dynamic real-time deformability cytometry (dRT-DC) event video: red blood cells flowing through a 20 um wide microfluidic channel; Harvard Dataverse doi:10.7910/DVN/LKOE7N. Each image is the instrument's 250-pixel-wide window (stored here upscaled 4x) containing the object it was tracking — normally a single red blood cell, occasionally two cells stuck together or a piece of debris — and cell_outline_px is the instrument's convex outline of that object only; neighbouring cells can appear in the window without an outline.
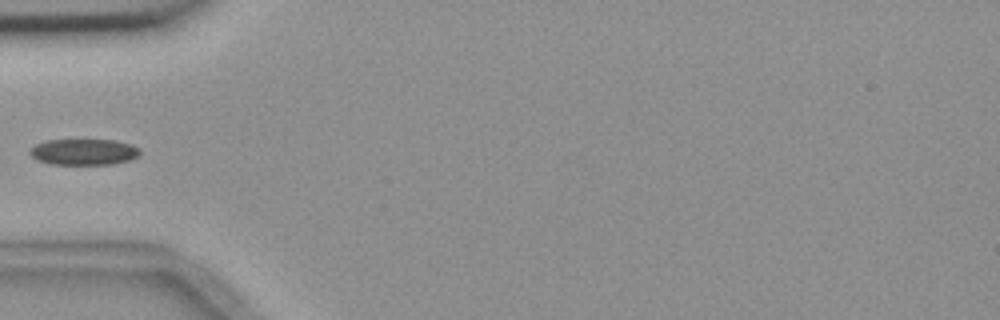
{"species": "common noctule bat (a hibernating species)", "species_latin": "Nyctalus noctula", "temperature_condition": "room temperature", "stored_images_in_passage": 5, "camera_frame_rate_fps": 3000, "um_per_image_px": 0.085, "animal": {"sex": "female", "body_mass_g": 18.4}, "frame": {"image": 1, "passage_image": 5, "time_ms": 5.0, "image_size_px": [1000, 320], "cell_outline_px": [[140, 156], [128, 160], [112, 164], [52, 164], [36, 160], [28, 152], [36, 144], [48, 140], [116, 140], [132, 144], [140, 148]], "centroid_in_image_um": [7.15, 12.91], "position_along_channel_um": 77.8, "area_um2": 16.76}}